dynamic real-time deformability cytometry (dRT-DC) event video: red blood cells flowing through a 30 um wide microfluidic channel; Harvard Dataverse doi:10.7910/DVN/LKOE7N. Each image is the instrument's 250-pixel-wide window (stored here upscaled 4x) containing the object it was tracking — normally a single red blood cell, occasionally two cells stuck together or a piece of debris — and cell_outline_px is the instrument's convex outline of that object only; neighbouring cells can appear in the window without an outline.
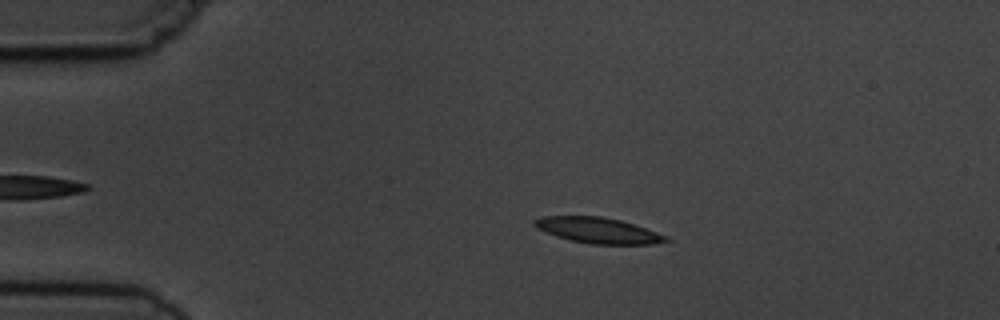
{"species": "common noctule bat (a hibernating species)", "species_latin": "Nyctalus noctula", "temperature_condition": "cold", "stored_images_in_passage": 5, "camera_frame_rate_fps": 3000, "um_per_image_px": 0.085, "animal": {"sex": "male", "body_mass_g": 19.5, "forearm_length_mm": 54.6}, "frame": {"image": 1, "passage_image": 3, "time_ms": 2.333, "image_size_px": [1000, 320], "cell_outline_px": [[672, 240], [652, 244], [588, 244], [556, 236], [536, 228], [532, 224], [532, 220], [544, 216], [600, 216], [620, 220], [668, 236]], "centroid_in_image_um": [50.81, 19.58], "position_along_channel_um": 34.2, "area_um2": 19.59}}
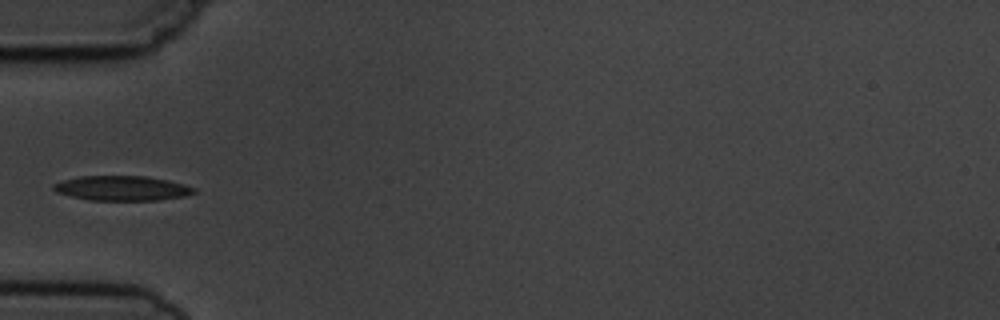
{"frame": {"image": 2, "passage_image": 5, "time_ms": 4.667, "image_size_px": [1000, 320], "cell_outline_px": [[196, 192], [184, 196], [156, 200], [88, 200], [56, 192], [52, 188], [52, 184], [64, 180], [80, 176], [144, 176], [168, 180], [184, 184], [196, 188]], "centroid_in_image_um": [10.37, 15.99], "position_along_channel_um": 74.6, "area_um2": 20.17}}